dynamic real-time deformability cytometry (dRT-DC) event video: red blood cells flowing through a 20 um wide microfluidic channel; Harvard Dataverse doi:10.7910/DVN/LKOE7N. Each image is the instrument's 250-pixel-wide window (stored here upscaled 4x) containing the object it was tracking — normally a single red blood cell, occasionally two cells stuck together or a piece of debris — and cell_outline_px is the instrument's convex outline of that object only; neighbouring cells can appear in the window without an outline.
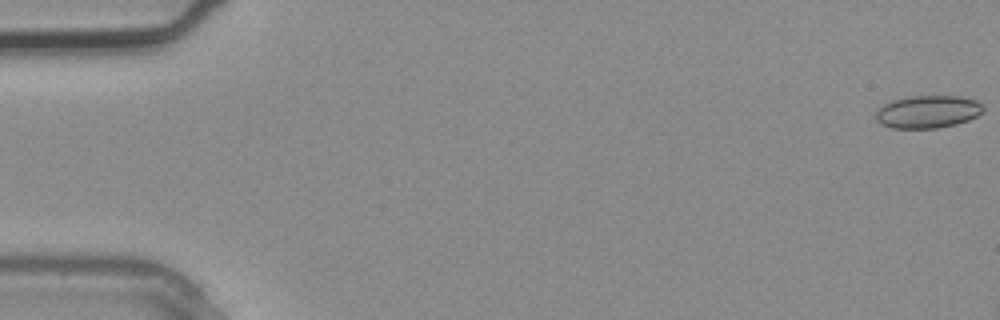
{"species": "common noctule bat (a hibernating species)", "species_latin": "Nyctalus noctula", "temperature_condition": "warm", "stored_images_in_passage": 3, "camera_frame_rate_fps": 3000, "um_per_image_px": 0.085, "animal": {"sex": "male", "body_mass_g": 20.4}, "frame": {"image": 1, "passage_image": 1, "time_ms": 0.0, "image_size_px": [1000, 320], "cell_outline_px": [[984, 112], [968, 120], [956, 124], [936, 128], [892, 128], [880, 124], [876, 120], [876, 112], [884, 104], [892, 100], [912, 96], [960, 96], [976, 100], [984, 104]], "centroid_in_image_um": [78.89, 9.5], "position_along_channel_um": 6.1, "area_um2": 20.52}}